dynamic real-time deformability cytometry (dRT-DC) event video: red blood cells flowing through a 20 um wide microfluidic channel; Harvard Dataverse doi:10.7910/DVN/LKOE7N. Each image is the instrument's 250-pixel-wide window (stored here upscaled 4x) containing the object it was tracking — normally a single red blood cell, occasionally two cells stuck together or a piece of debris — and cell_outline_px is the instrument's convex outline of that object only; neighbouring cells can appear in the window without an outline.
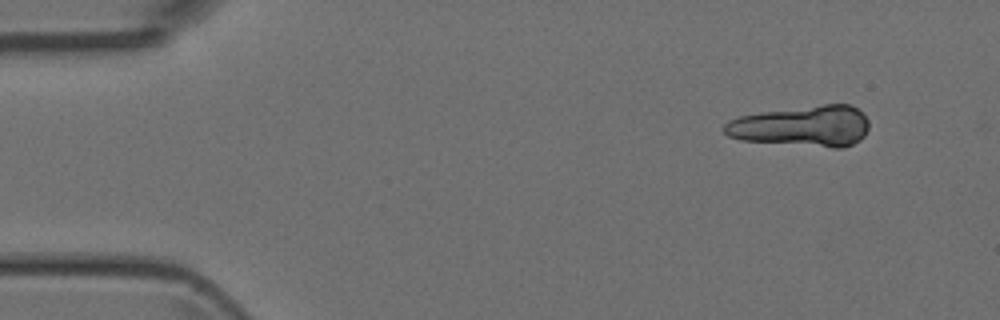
{"species": "Egyptian fruit bat (a non-hibernating species)", "species_latin": "Rousettus aegyptiacus", "temperature_condition": "room temperature", "stored_images_in_passage": 6, "camera_frame_rate_fps": 3000, "um_per_image_px": 0.085, "animal": {"sex": "female"}, "frame": {"image": 1, "passage_image": 1, "time_ms": 0.0, "image_size_px": [1000, 320], "cell_outline_px": [[868, 128], [864, 136], [860, 140], [852, 144], [840, 148], [832, 148], [740, 140], [728, 136], [724, 132], [724, 124], [728, 120], [740, 116], [760, 112], [820, 104], [852, 104], [868, 120]], "centroid_in_image_um": [68.18, 10.72], "position_along_channel_um": 16.8, "area_um2": 34.74}}